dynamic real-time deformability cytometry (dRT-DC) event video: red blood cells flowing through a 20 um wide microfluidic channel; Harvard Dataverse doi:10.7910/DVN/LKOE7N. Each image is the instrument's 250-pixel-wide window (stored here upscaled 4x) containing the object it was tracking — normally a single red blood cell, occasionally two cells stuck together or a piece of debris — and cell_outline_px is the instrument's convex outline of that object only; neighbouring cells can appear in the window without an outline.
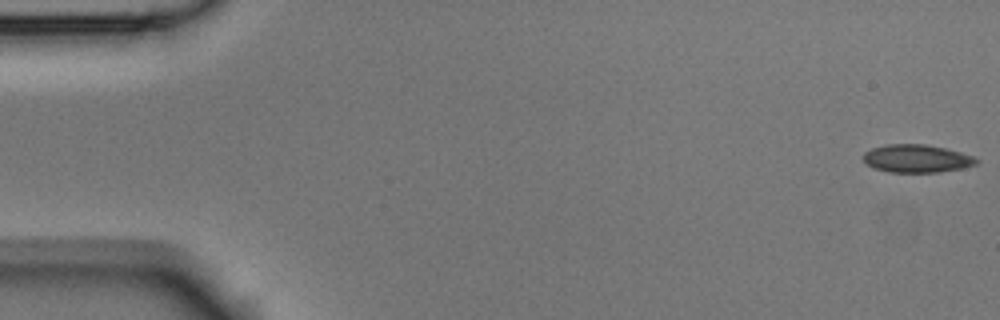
{"species": "Egyptian fruit bat (a non-hibernating species)", "species_latin": "Rousettus aegyptiacus", "temperature_condition": "room temperature", "stored_images_in_passage": 13, "camera_frame_rate_fps": 3000, "um_per_image_px": 0.085, "animal": {"sex": "male"}, "frame": {"image": 1, "passage_image": 1, "time_ms": 0.0, "image_size_px": [1000, 320], "cell_outline_px": [[980, 160], [976, 164], [960, 168], [940, 172], [888, 172], [876, 168], [868, 164], [864, 160], [864, 152], [872, 148], [884, 144], [924, 144], [944, 148], [976, 156]], "centroid_in_image_um": [77.94, 13.47], "position_along_channel_um": 7.1, "area_um2": 18.32}}